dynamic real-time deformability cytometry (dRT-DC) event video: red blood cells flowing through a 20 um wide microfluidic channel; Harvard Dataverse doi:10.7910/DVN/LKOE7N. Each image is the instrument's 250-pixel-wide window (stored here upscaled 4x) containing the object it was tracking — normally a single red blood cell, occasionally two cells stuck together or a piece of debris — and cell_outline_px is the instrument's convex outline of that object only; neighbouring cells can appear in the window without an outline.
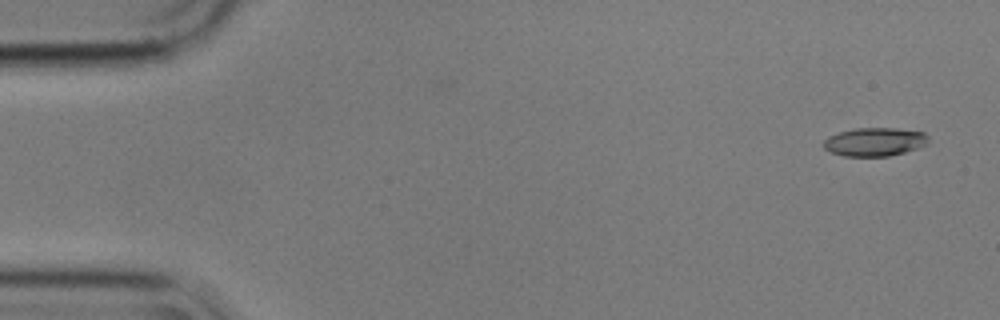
{"species": "common noctule bat (a hibernating species)", "species_latin": "Nyctalus noctula", "temperature_condition": "cold", "stored_images_in_passage": 5, "camera_frame_rate_fps": 3000, "um_per_image_px": 0.085, "animal": {"sex": "male", "body_mass_g": 17.9}, "frame": {"image": 1, "passage_image": 1, "time_ms": 0.0, "image_size_px": [1000, 320], "cell_outline_px": [[928, 144], [904, 152], [888, 156], [844, 156], [832, 152], [824, 148], [824, 140], [828, 136], [840, 132], [856, 128], [896, 128], [924, 132], [928, 136]], "centroid_in_image_um": [74.36, 12.05], "position_along_channel_um": 10.6, "area_um2": 17.28}}
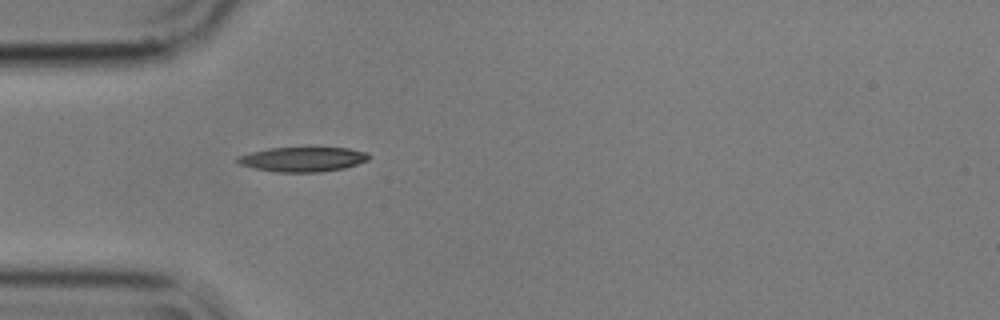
{"frame": {"image": 2, "passage_image": 5, "time_ms": 1.333, "image_size_px": [1000, 320], "cell_outline_px": [[372, 156], [368, 160], [344, 168], [320, 172], [276, 172], [252, 168], [236, 164], [236, 156], [268, 148], [348, 148], [368, 152]], "centroid_in_image_um": [25.7, 13.54], "position_along_channel_um": 59.3, "area_um2": 19.02}}